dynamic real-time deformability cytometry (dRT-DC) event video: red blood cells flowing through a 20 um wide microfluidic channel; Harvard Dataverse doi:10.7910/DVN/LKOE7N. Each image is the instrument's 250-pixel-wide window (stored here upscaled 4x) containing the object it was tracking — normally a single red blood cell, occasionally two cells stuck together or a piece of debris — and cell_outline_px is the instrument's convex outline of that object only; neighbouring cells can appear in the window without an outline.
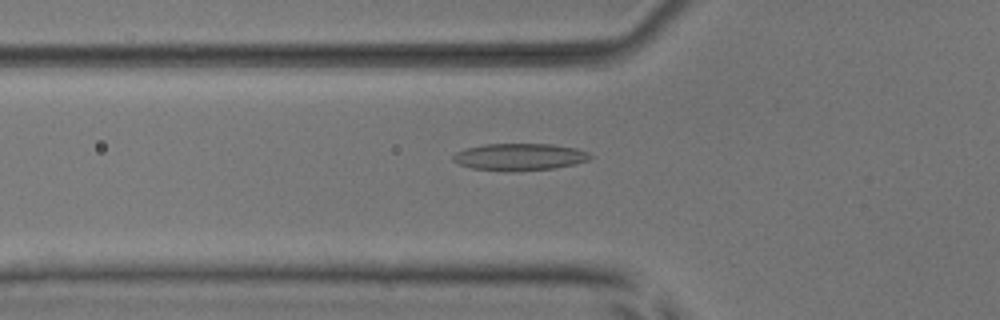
{"species": "common noctule bat (a hibernating species)", "species_latin": "Nyctalus noctula", "temperature_condition": "room temperature", "stored_images_in_passage": 32, "camera_frame_rate_fps": 3000, "um_per_image_px": 0.085, "animal": {"sex": "male", "body_mass_g": 17.9, "forearm_length_mm": 54.2}, "frame": {"image": 1, "passage_image": 8, "time_ms": 2.333, "image_size_px": [1000, 320], "cell_outline_px": [[592, 156], [588, 160], [576, 164], [556, 168], [512, 172], [508, 172], [472, 168], [460, 164], [452, 160], [452, 156], [456, 152], [464, 148], [484, 144], [552, 144], [576, 148], [588, 152]], "centroid_in_image_um": [44.16, 13.34], "position_along_channel_um": 81.6, "area_um2": 21.85}}
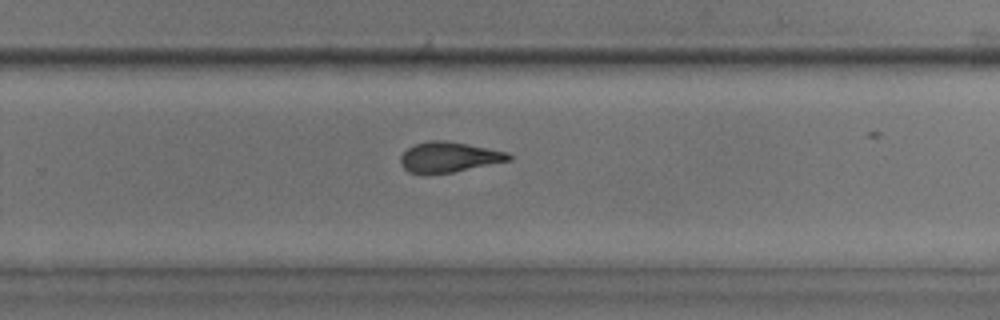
{"frame": {"image": 2, "passage_image": 24, "time_ms": 7.667, "image_size_px": [1000, 320], "cell_outline_px": [[512, 160], [452, 172], [424, 176], [408, 172], [400, 164], [400, 156], [408, 148], [416, 144], [428, 140], [444, 140], [468, 144], [508, 152], [512, 156]], "centroid_in_image_um": [38.12, 13.37], "position_along_channel_um": 291.7, "area_um2": 19.42}}
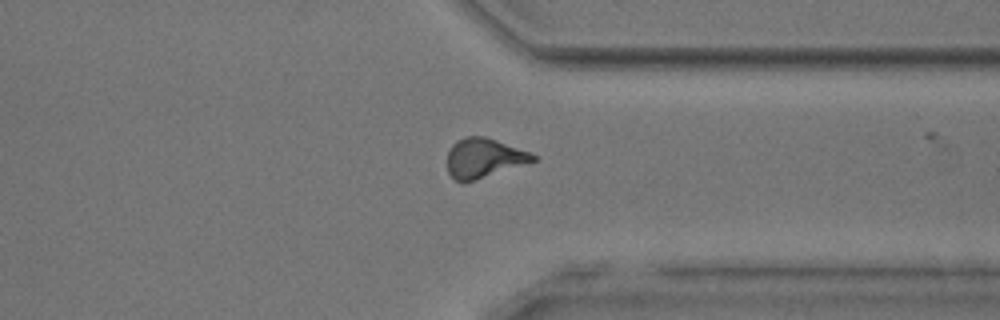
{"frame": {"image": 3, "passage_image": 30, "time_ms": 9.667, "image_size_px": [1000, 320], "cell_outline_px": [[536, 160], [464, 184], [456, 180], [448, 172], [448, 152], [452, 144], [456, 140], [464, 136], [484, 136], [496, 140], [528, 152], [536, 156]], "centroid_in_image_um": [41.07, 13.44], "position_along_channel_um": 370.3, "area_um2": 19.54}}